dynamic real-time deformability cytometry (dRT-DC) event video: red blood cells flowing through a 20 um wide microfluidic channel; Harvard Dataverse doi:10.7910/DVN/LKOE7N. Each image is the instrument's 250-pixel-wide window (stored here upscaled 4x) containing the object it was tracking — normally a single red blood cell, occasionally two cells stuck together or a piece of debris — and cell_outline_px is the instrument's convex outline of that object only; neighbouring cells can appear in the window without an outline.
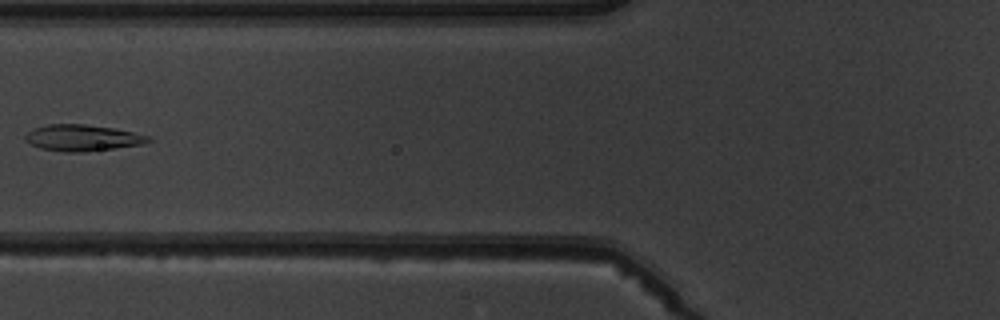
{"species": "common noctule bat (a hibernating species)", "species_latin": "Nyctalus noctula", "temperature_condition": "warm", "stored_images_in_passage": 7, "camera_frame_rate_fps": 3000, "um_per_image_px": 0.085, "animal": {"sex": "male", "body_mass_g": 19.5, "forearm_length_mm": 54.6}, "frame": {"image": 1, "passage_image": 7, "time_ms": 7.0, "image_size_px": [1000, 320], "cell_outline_px": [[152, 140], [140, 144], [116, 148], [80, 152], [64, 152], [40, 148], [24, 140], [24, 136], [32, 128], [48, 124], [84, 124], [112, 128], [132, 132], [148, 136]], "centroid_in_image_um": [6.94, 11.71], "position_along_channel_um": 118.9, "area_um2": 18.67}}